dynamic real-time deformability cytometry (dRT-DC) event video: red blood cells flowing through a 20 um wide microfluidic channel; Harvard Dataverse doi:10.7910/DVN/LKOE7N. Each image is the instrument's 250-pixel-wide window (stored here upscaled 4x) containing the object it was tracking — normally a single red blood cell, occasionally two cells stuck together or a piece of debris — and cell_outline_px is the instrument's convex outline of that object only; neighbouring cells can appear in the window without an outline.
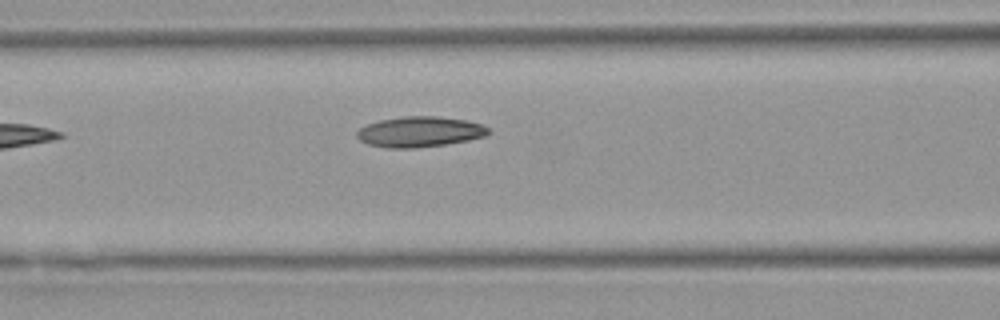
{"species": "Egyptian fruit bat (a non-hibernating species)", "species_latin": "Rousettus aegyptiacus", "temperature_condition": "warm", "stored_images_in_passage": 7, "camera_frame_rate_fps": 3000, "um_per_image_px": 0.085, "animal": {"sex": "female"}, "frame": {"image": 1, "passage_image": 4, "time_ms": 3.667, "image_size_px": [1000, 320], "cell_outline_px": [[492, 132], [484, 136], [468, 140], [444, 144], [416, 148], [388, 148], [368, 144], [360, 140], [356, 136], [356, 132], [360, 128], [368, 124], [380, 120], [404, 116], [436, 116], [468, 120], [480, 124], [488, 128]], "centroid_in_image_um": [35.67, 11.2], "position_along_channel_um": 130.9, "area_um2": 23.29}}
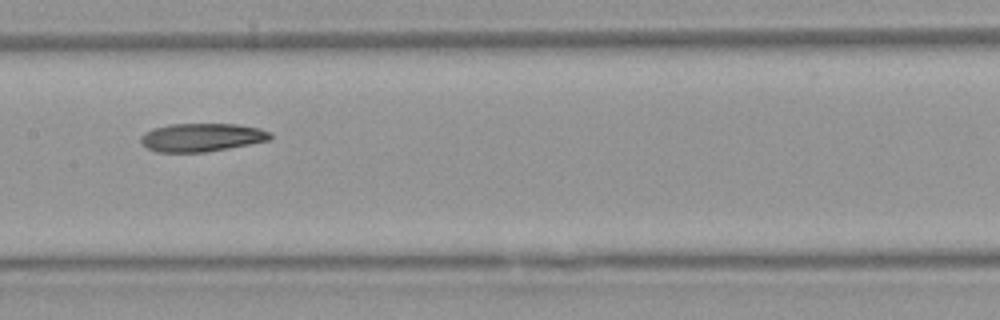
{"frame": {"image": 2, "passage_image": 7, "time_ms": 8.0, "image_size_px": [1000, 320], "cell_outline_px": [[272, 140], [228, 148], [204, 152], [156, 152], [140, 144], [140, 136], [144, 132], [152, 128], [172, 124], [236, 124], [260, 128], [268, 132], [272, 136]], "centroid_in_image_um": [17.11, 11.68], "position_along_channel_um": 190.3, "area_um2": 21.44}}